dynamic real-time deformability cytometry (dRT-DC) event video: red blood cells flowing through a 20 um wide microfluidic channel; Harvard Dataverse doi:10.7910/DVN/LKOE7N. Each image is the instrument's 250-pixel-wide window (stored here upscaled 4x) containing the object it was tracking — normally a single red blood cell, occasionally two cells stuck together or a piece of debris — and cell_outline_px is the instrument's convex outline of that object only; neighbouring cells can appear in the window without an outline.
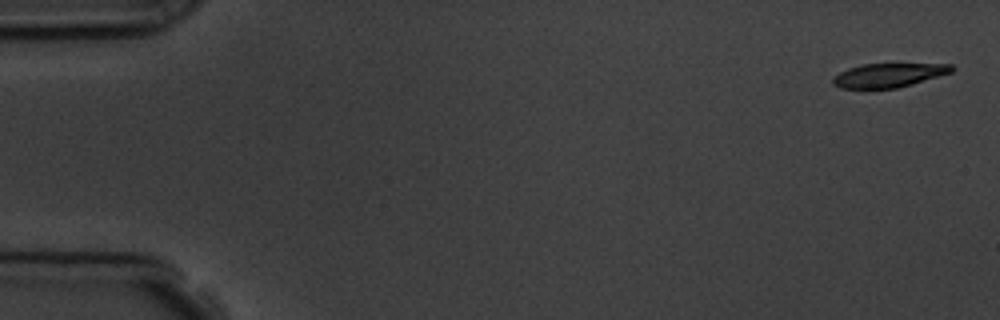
{"species": "common noctule bat (a hibernating species)", "species_latin": "Nyctalus noctula", "temperature_condition": "room temperature", "stored_images_in_passage": 5, "camera_frame_rate_fps": 3000, "um_per_image_px": 0.085, "animal": {"sex": "male", "body_mass_g": 19.5, "forearm_length_mm": 54.6}, "frame": {"image": 1, "passage_image": 1, "time_ms": 0.0, "image_size_px": [1000, 320], "cell_outline_px": [[956, 68], [952, 72], [912, 84], [896, 88], [868, 92], [840, 88], [832, 84], [832, 80], [840, 72], [848, 68], [864, 64], [952, 64]], "centroid_in_image_um": [75.47, 6.45], "position_along_channel_um": 9.5, "area_um2": 17.22}}